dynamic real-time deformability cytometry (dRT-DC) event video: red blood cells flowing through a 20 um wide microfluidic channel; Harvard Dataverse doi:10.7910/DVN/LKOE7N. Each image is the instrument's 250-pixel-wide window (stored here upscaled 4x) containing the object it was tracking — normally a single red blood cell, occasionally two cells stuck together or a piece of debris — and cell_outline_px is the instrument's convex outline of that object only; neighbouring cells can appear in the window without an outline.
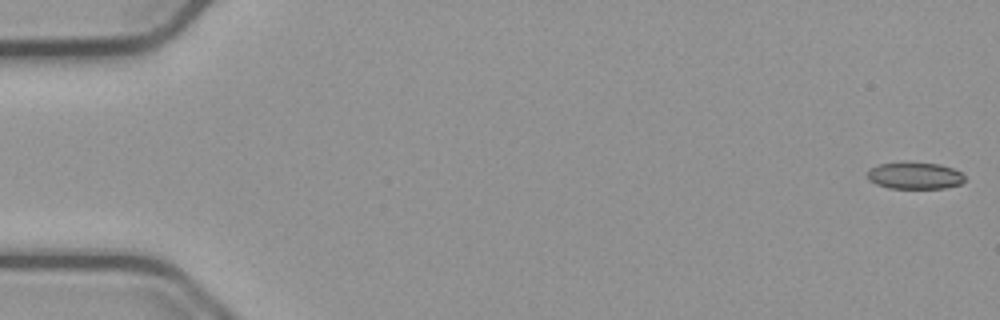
{"species": "common noctule bat (a hibernating species)", "species_latin": "Nyctalus noctula", "temperature_condition": "cold", "stored_images_in_passage": 55, "camera_frame_rate_fps": 3000, "um_per_image_px": 0.085, "animal": {"sex": "male", "body_mass_g": 23.1, "forearm_length_mm": 52.7}, "frame": {"image": 1, "passage_image": 1, "time_ms": 0.0, "image_size_px": [1000, 320], "cell_outline_px": [[964, 180], [960, 184], [944, 188], [888, 188], [876, 184], [868, 180], [868, 168], [880, 164], [904, 160], [940, 164], [952, 168], [960, 172], [964, 176]], "centroid_in_image_um": [77.71, 14.9], "position_along_channel_um": 7.3, "area_um2": 15.61}}
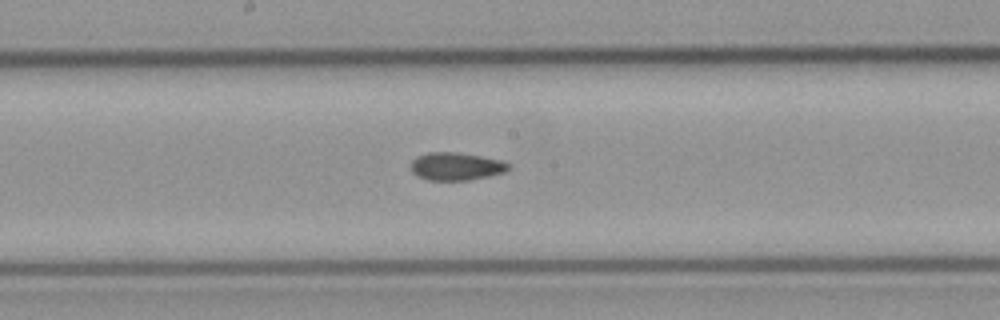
{"frame": {"image": 2, "passage_image": 29, "time_ms": 9.333, "image_size_px": [1000, 320], "cell_outline_px": [[512, 168], [504, 172], [488, 176], [468, 180], [428, 180], [416, 176], [412, 172], [412, 160], [416, 156], [428, 152], [456, 152], [480, 156], [500, 160], [508, 164]], "centroid_in_image_um": [38.74, 14.14], "position_along_channel_um": 209.5, "area_um2": 15.78}}
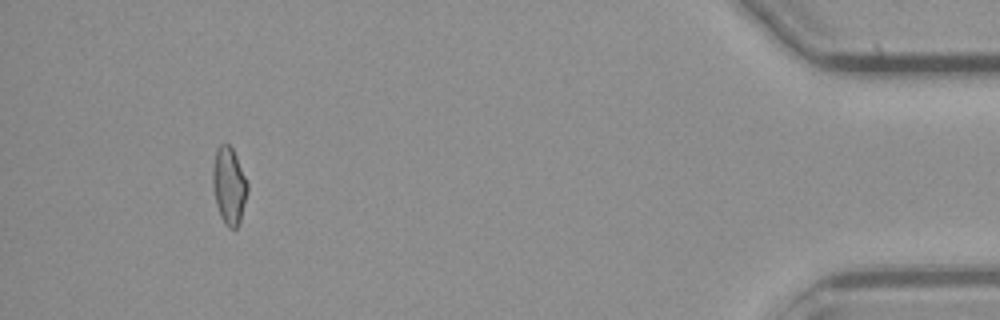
{"frame": {"image": 3, "passage_image": 51, "time_ms": 16.667, "image_size_px": [1000, 320], "cell_outline_px": [[248, 192], [240, 224], [236, 228], [228, 228], [224, 224], [220, 216], [216, 204], [212, 184], [212, 172], [216, 148], [220, 144], [228, 144], [232, 148], [236, 156], [248, 184]], "centroid_in_image_um": [19.47, 15.82], "position_along_channel_um": 415.7, "area_um2": 15.78}, "authors_computed_cell_mechanics": {"area_um2": 15.9528, "velocity_mm_per_s": 3.7803, "shape_relaxation_time_tau1_ms": null, "shape_relaxation_time_tau2_ms": 4.0161, "deformation_change_tau1": null, "deformation_change_tau2": 0.096}}